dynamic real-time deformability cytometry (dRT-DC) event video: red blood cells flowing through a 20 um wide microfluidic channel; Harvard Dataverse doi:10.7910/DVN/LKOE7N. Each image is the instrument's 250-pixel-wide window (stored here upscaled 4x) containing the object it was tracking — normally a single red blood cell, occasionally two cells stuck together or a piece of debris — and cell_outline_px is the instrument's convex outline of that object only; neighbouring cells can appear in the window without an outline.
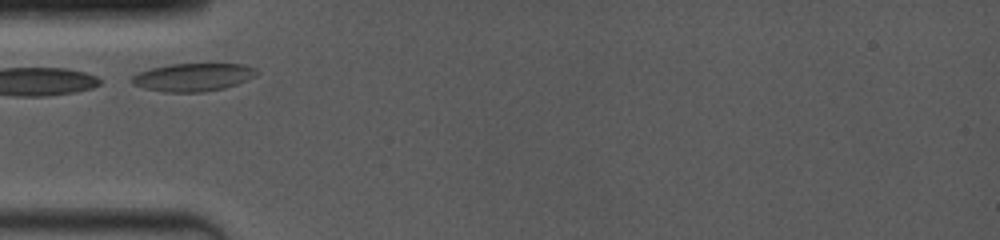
{"species": "common noctule bat (a hibernating species)", "species_latin": "Nyctalus noctula", "temperature_condition": "room temperature", "stored_images_in_passage": 31, "camera_frame_rate_fps": 4000, "um_per_image_px": 0.085, "animal": {"sex": "female", "body_mass_g": 19.0, "forearm_length_mm": 53.3}, "frame": {"image": 1, "passage_image": 1, "time_ms": 0.0, "image_size_px": [1000, 240], "cell_outline_px": [[260, 72], [256, 76], [236, 84], [224, 88], [204, 92], [164, 92], [144, 88], [132, 84], [128, 80], [136, 72], [168, 64], [244, 64], [256, 68]], "centroid_in_image_um": [16.39, 6.56], "position_along_channel_um": 68.6, "area_um2": 20.58}}
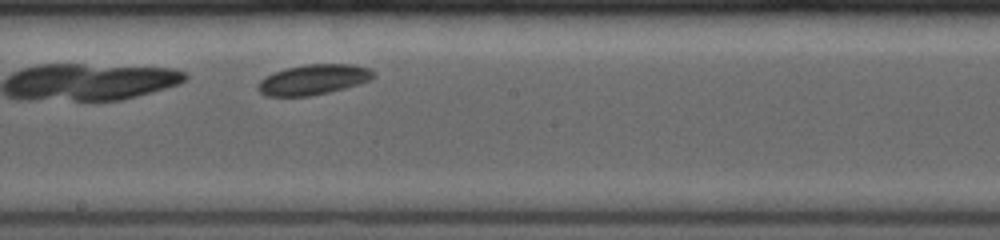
{"frame": {"image": 2, "passage_image": 17, "time_ms": 4.0, "image_size_px": [1000, 240], "cell_outline_px": [[376, 76], [372, 80], [360, 84], [328, 92], [308, 96], [268, 96], [260, 92], [256, 88], [256, 84], [264, 76], [272, 72], [284, 68], [304, 64], [352, 64], [368, 68], [376, 72]], "centroid_in_image_um": [26.63, 6.75], "position_along_channel_um": 221.6, "area_um2": 20.69}}
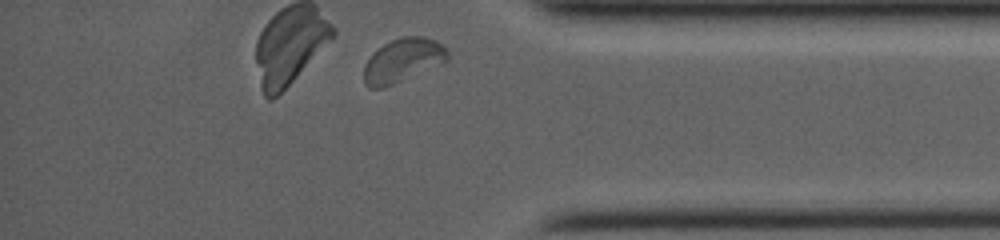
{"frame": {"image": 3, "passage_image": 31, "time_ms": 8.75, "image_size_px": [1000, 240], "cell_outline_px": [[448, 60], [444, 64], [384, 88], [368, 88], [364, 84], [364, 64], [372, 52], [384, 44], [400, 36], [424, 36], [436, 40], [448, 52]], "centroid_in_image_um": [34.23, 5.14], "position_along_channel_um": 401.0, "area_um2": 21.73}}